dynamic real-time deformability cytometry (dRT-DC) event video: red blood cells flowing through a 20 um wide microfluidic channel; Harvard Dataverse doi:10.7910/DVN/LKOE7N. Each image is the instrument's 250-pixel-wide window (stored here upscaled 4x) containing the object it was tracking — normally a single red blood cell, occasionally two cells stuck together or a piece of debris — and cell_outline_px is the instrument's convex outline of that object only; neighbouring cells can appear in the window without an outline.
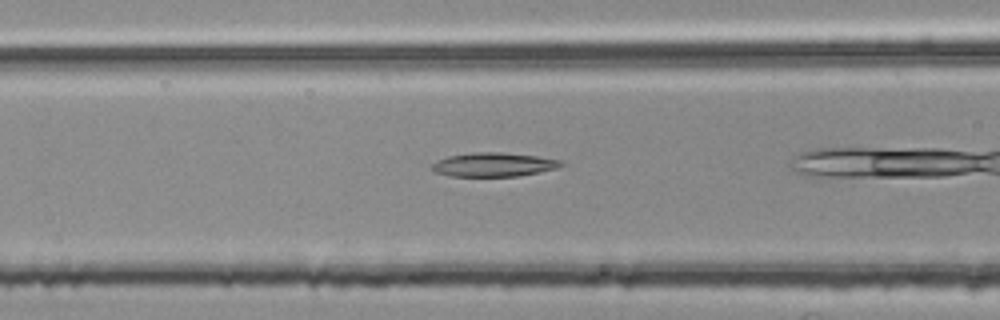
{"species": "common noctule bat (a hibernating species)", "species_latin": "Nyctalus noctula", "temperature_condition": "room temperature", "stored_images_in_passage": 27, "camera_frame_rate_fps": 3000, "um_per_image_px": 0.085, "animal": {"sex": "female", "body_mass_g": 25.1}, "frame": {"image": 1, "passage_image": 7, "time_ms": 2.0, "image_size_px": [1000, 320], "cell_outline_px": [[564, 164], [556, 168], [540, 172], [516, 176], [452, 176], [432, 172], [432, 164], [448, 156], [472, 152], [500, 152], [536, 156], [560, 160]], "centroid_in_image_um": [41.94, 13.99], "position_along_channel_um": 124.7, "area_um2": 17.86}}
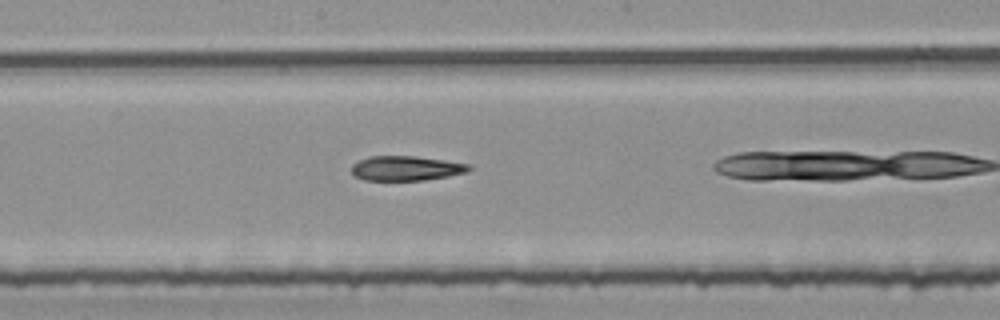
{"frame": {"image": 2, "passage_image": 14, "time_ms": 4.333, "image_size_px": [1000, 320], "cell_outline_px": [[472, 168], [464, 172], [448, 176], [424, 180], [364, 180], [356, 176], [352, 172], [352, 164], [368, 156], [416, 156], [444, 160], [468, 164]], "centroid_in_image_um": [34.49, 14.3], "position_along_channel_um": 213.7, "area_um2": 16.7}}
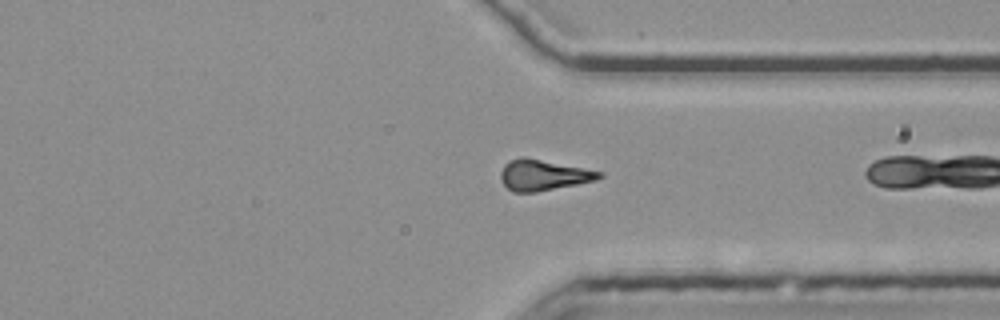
{"frame": {"image": 3, "passage_image": 26, "time_ms": 8.333, "image_size_px": [1000, 320], "cell_outline_px": [[604, 176], [596, 180], [536, 192], [512, 192], [500, 180], [500, 172], [504, 164], [520, 156], [524, 156], [604, 172]], "centroid_in_image_um": [46.17, 14.87], "position_along_channel_um": 365.2, "area_um2": 17.69}}